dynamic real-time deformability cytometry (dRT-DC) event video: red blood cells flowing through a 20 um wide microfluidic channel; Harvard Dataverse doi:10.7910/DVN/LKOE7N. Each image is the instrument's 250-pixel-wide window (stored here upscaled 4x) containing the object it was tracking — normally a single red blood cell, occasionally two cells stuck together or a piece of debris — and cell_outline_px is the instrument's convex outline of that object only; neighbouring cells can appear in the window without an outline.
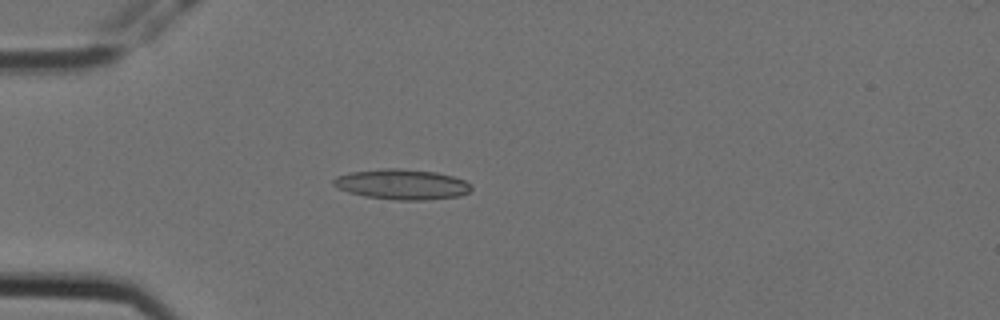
{"species": "Egyptian fruit bat (a non-hibernating species)", "species_latin": "Rousettus aegyptiacus", "temperature_condition": "cold", "stored_images_in_passage": 5, "camera_frame_rate_fps": 3000, "um_per_image_px": 0.085, "animal": {"sex": "female"}, "frame": {"image": 1, "passage_image": 4, "time_ms": 1.0, "image_size_px": [1000, 320], "cell_outline_px": [[472, 188], [468, 192], [460, 196], [424, 200], [396, 200], [364, 196], [348, 192], [332, 184], [332, 180], [336, 176], [348, 172], [384, 168], [400, 168], [436, 172], [452, 176], [464, 180]], "centroid_in_image_um": [34.13, 15.66], "position_along_channel_um": 50.9, "area_um2": 24.33}}